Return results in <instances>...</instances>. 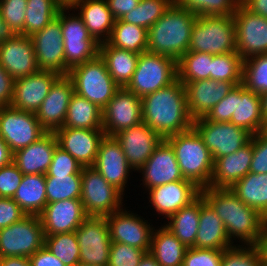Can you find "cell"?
I'll return each mask as SVG.
<instances>
[{"label":"cell","mask_w":267,"mask_h":266,"mask_svg":"<svg viewBox=\"0 0 267 266\" xmlns=\"http://www.w3.org/2000/svg\"><path fill=\"white\" fill-rule=\"evenodd\" d=\"M129 165L139 170L149 159L163 138L143 121L114 135Z\"/></svg>","instance_id":"cell-19"},{"label":"cell","mask_w":267,"mask_h":266,"mask_svg":"<svg viewBox=\"0 0 267 266\" xmlns=\"http://www.w3.org/2000/svg\"><path fill=\"white\" fill-rule=\"evenodd\" d=\"M82 166L67 151L58 145L55 147L52 162L45 177H56V175L82 174Z\"/></svg>","instance_id":"cell-51"},{"label":"cell","mask_w":267,"mask_h":266,"mask_svg":"<svg viewBox=\"0 0 267 266\" xmlns=\"http://www.w3.org/2000/svg\"><path fill=\"white\" fill-rule=\"evenodd\" d=\"M58 146L67 151L82 167L93 166L103 129L58 128L54 131Z\"/></svg>","instance_id":"cell-20"},{"label":"cell","mask_w":267,"mask_h":266,"mask_svg":"<svg viewBox=\"0 0 267 266\" xmlns=\"http://www.w3.org/2000/svg\"><path fill=\"white\" fill-rule=\"evenodd\" d=\"M138 266H161L150 252H147L141 259Z\"/></svg>","instance_id":"cell-63"},{"label":"cell","mask_w":267,"mask_h":266,"mask_svg":"<svg viewBox=\"0 0 267 266\" xmlns=\"http://www.w3.org/2000/svg\"><path fill=\"white\" fill-rule=\"evenodd\" d=\"M12 199L26 215L39 216L47 204L45 175H23L21 184Z\"/></svg>","instance_id":"cell-34"},{"label":"cell","mask_w":267,"mask_h":266,"mask_svg":"<svg viewBox=\"0 0 267 266\" xmlns=\"http://www.w3.org/2000/svg\"><path fill=\"white\" fill-rule=\"evenodd\" d=\"M45 235L37 215H26L0 229V257H30L44 246Z\"/></svg>","instance_id":"cell-9"},{"label":"cell","mask_w":267,"mask_h":266,"mask_svg":"<svg viewBox=\"0 0 267 266\" xmlns=\"http://www.w3.org/2000/svg\"><path fill=\"white\" fill-rule=\"evenodd\" d=\"M80 9L78 13L89 34L99 43L107 42L111 36L115 19L106 0H79L71 9ZM103 36V37H102Z\"/></svg>","instance_id":"cell-32"},{"label":"cell","mask_w":267,"mask_h":266,"mask_svg":"<svg viewBox=\"0 0 267 266\" xmlns=\"http://www.w3.org/2000/svg\"><path fill=\"white\" fill-rule=\"evenodd\" d=\"M140 0H106L113 18L121 19L129 11H132Z\"/></svg>","instance_id":"cell-59"},{"label":"cell","mask_w":267,"mask_h":266,"mask_svg":"<svg viewBox=\"0 0 267 266\" xmlns=\"http://www.w3.org/2000/svg\"><path fill=\"white\" fill-rule=\"evenodd\" d=\"M69 9L71 7H62L57 18L61 22L65 65L71 69L96 58L99 55L100 44L89 34L80 15L65 14Z\"/></svg>","instance_id":"cell-8"},{"label":"cell","mask_w":267,"mask_h":266,"mask_svg":"<svg viewBox=\"0 0 267 266\" xmlns=\"http://www.w3.org/2000/svg\"><path fill=\"white\" fill-rule=\"evenodd\" d=\"M99 55L104 60L107 71L120 87H126L136 70L140 54L111 46L108 42L101 43Z\"/></svg>","instance_id":"cell-33"},{"label":"cell","mask_w":267,"mask_h":266,"mask_svg":"<svg viewBox=\"0 0 267 266\" xmlns=\"http://www.w3.org/2000/svg\"><path fill=\"white\" fill-rule=\"evenodd\" d=\"M260 246L262 248L263 254L267 257V229H265Z\"/></svg>","instance_id":"cell-66"},{"label":"cell","mask_w":267,"mask_h":266,"mask_svg":"<svg viewBox=\"0 0 267 266\" xmlns=\"http://www.w3.org/2000/svg\"><path fill=\"white\" fill-rule=\"evenodd\" d=\"M74 85L68 76H60L51 86L47 97L37 110L36 117L47 132L63 127Z\"/></svg>","instance_id":"cell-24"},{"label":"cell","mask_w":267,"mask_h":266,"mask_svg":"<svg viewBox=\"0 0 267 266\" xmlns=\"http://www.w3.org/2000/svg\"><path fill=\"white\" fill-rule=\"evenodd\" d=\"M260 266H267V257L263 254V251H262V259L260 262Z\"/></svg>","instance_id":"cell-68"},{"label":"cell","mask_w":267,"mask_h":266,"mask_svg":"<svg viewBox=\"0 0 267 266\" xmlns=\"http://www.w3.org/2000/svg\"><path fill=\"white\" fill-rule=\"evenodd\" d=\"M230 189L245 205L267 219V174L249 172Z\"/></svg>","instance_id":"cell-36"},{"label":"cell","mask_w":267,"mask_h":266,"mask_svg":"<svg viewBox=\"0 0 267 266\" xmlns=\"http://www.w3.org/2000/svg\"><path fill=\"white\" fill-rule=\"evenodd\" d=\"M61 128L102 129V110L74 92Z\"/></svg>","instance_id":"cell-38"},{"label":"cell","mask_w":267,"mask_h":266,"mask_svg":"<svg viewBox=\"0 0 267 266\" xmlns=\"http://www.w3.org/2000/svg\"><path fill=\"white\" fill-rule=\"evenodd\" d=\"M14 79L0 65V107L11 106Z\"/></svg>","instance_id":"cell-57"},{"label":"cell","mask_w":267,"mask_h":266,"mask_svg":"<svg viewBox=\"0 0 267 266\" xmlns=\"http://www.w3.org/2000/svg\"><path fill=\"white\" fill-rule=\"evenodd\" d=\"M252 138L236 152L221 156L214 161L213 175L209 187L231 188L250 172L252 161Z\"/></svg>","instance_id":"cell-29"},{"label":"cell","mask_w":267,"mask_h":266,"mask_svg":"<svg viewBox=\"0 0 267 266\" xmlns=\"http://www.w3.org/2000/svg\"><path fill=\"white\" fill-rule=\"evenodd\" d=\"M11 35L10 31L7 29L4 23L1 13H0V43L7 37Z\"/></svg>","instance_id":"cell-64"},{"label":"cell","mask_w":267,"mask_h":266,"mask_svg":"<svg viewBox=\"0 0 267 266\" xmlns=\"http://www.w3.org/2000/svg\"><path fill=\"white\" fill-rule=\"evenodd\" d=\"M146 253L134 246L111 242L108 266H138Z\"/></svg>","instance_id":"cell-50"},{"label":"cell","mask_w":267,"mask_h":266,"mask_svg":"<svg viewBox=\"0 0 267 266\" xmlns=\"http://www.w3.org/2000/svg\"><path fill=\"white\" fill-rule=\"evenodd\" d=\"M60 77L51 71L39 70L14 81L11 106L26 112L36 113L47 97L51 86Z\"/></svg>","instance_id":"cell-22"},{"label":"cell","mask_w":267,"mask_h":266,"mask_svg":"<svg viewBox=\"0 0 267 266\" xmlns=\"http://www.w3.org/2000/svg\"><path fill=\"white\" fill-rule=\"evenodd\" d=\"M212 54L186 52L177 61L178 79L183 83L211 79Z\"/></svg>","instance_id":"cell-41"},{"label":"cell","mask_w":267,"mask_h":266,"mask_svg":"<svg viewBox=\"0 0 267 266\" xmlns=\"http://www.w3.org/2000/svg\"><path fill=\"white\" fill-rule=\"evenodd\" d=\"M174 0H140L138 5L124 15L121 20L149 29L157 22Z\"/></svg>","instance_id":"cell-42"},{"label":"cell","mask_w":267,"mask_h":266,"mask_svg":"<svg viewBox=\"0 0 267 266\" xmlns=\"http://www.w3.org/2000/svg\"><path fill=\"white\" fill-rule=\"evenodd\" d=\"M139 171L143 172L144 179L142 180L148 190L159 185L184 180L174 150L165 139L155 148Z\"/></svg>","instance_id":"cell-25"},{"label":"cell","mask_w":267,"mask_h":266,"mask_svg":"<svg viewBox=\"0 0 267 266\" xmlns=\"http://www.w3.org/2000/svg\"><path fill=\"white\" fill-rule=\"evenodd\" d=\"M94 167L102 177L122 194L128 180V174L133 169L114 136H104L101 140Z\"/></svg>","instance_id":"cell-21"},{"label":"cell","mask_w":267,"mask_h":266,"mask_svg":"<svg viewBox=\"0 0 267 266\" xmlns=\"http://www.w3.org/2000/svg\"><path fill=\"white\" fill-rule=\"evenodd\" d=\"M26 216V213L12 198L0 197V229L16 223Z\"/></svg>","instance_id":"cell-55"},{"label":"cell","mask_w":267,"mask_h":266,"mask_svg":"<svg viewBox=\"0 0 267 266\" xmlns=\"http://www.w3.org/2000/svg\"><path fill=\"white\" fill-rule=\"evenodd\" d=\"M44 245L55 257L59 258L65 266H74L80 263V248L75 231L45 236Z\"/></svg>","instance_id":"cell-44"},{"label":"cell","mask_w":267,"mask_h":266,"mask_svg":"<svg viewBox=\"0 0 267 266\" xmlns=\"http://www.w3.org/2000/svg\"><path fill=\"white\" fill-rule=\"evenodd\" d=\"M0 266H32L28 257H0Z\"/></svg>","instance_id":"cell-61"},{"label":"cell","mask_w":267,"mask_h":266,"mask_svg":"<svg viewBox=\"0 0 267 266\" xmlns=\"http://www.w3.org/2000/svg\"><path fill=\"white\" fill-rule=\"evenodd\" d=\"M241 4L251 13L267 18V0H243Z\"/></svg>","instance_id":"cell-60"},{"label":"cell","mask_w":267,"mask_h":266,"mask_svg":"<svg viewBox=\"0 0 267 266\" xmlns=\"http://www.w3.org/2000/svg\"><path fill=\"white\" fill-rule=\"evenodd\" d=\"M200 210L201 194L187 206H184L169 217V224L164 225L187 248L194 247L195 238L199 228Z\"/></svg>","instance_id":"cell-35"},{"label":"cell","mask_w":267,"mask_h":266,"mask_svg":"<svg viewBox=\"0 0 267 266\" xmlns=\"http://www.w3.org/2000/svg\"><path fill=\"white\" fill-rule=\"evenodd\" d=\"M242 72L243 59L236 51L212 55V80L232 82L236 86L242 83Z\"/></svg>","instance_id":"cell-45"},{"label":"cell","mask_w":267,"mask_h":266,"mask_svg":"<svg viewBox=\"0 0 267 266\" xmlns=\"http://www.w3.org/2000/svg\"><path fill=\"white\" fill-rule=\"evenodd\" d=\"M46 132L35 113L12 106L0 107V137L12 153L34 143Z\"/></svg>","instance_id":"cell-12"},{"label":"cell","mask_w":267,"mask_h":266,"mask_svg":"<svg viewBox=\"0 0 267 266\" xmlns=\"http://www.w3.org/2000/svg\"><path fill=\"white\" fill-rule=\"evenodd\" d=\"M75 234L80 248V263L108 266L111 239L105 217L88 216Z\"/></svg>","instance_id":"cell-13"},{"label":"cell","mask_w":267,"mask_h":266,"mask_svg":"<svg viewBox=\"0 0 267 266\" xmlns=\"http://www.w3.org/2000/svg\"><path fill=\"white\" fill-rule=\"evenodd\" d=\"M45 236L74 232L88 217L81 199L47 203L39 215Z\"/></svg>","instance_id":"cell-23"},{"label":"cell","mask_w":267,"mask_h":266,"mask_svg":"<svg viewBox=\"0 0 267 266\" xmlns=\"http://www.w3.org/2000/svg\"><path fill=\"white\" fill-rule=\"evenodd\" d=\"M233 112L230 122L252 135L266 130L260 95L247 90L242 83L233 87Z\"/></svg>","instance_id":"cell-28"},{"label":"cell","mask_w":267,"mask_h":266,"mask_svg":"<svg viewBox=\"0 0 267 266\" xmlns=\"http://www.w3.org/2000/svg\"><path fill=\"white\" fill-rule=\"evenodd\" d=\"M242 84L259 95L267 92V53L243 60Z\"/></svg>","instance_id":"cell-46"},{"label":"cell","mask_w":267,"mask_h":266,"mask_svg":"<svg viewBox=\"0 0 267 266\" xmlns=\"http://www.w3.org/2000/svg\"><path fill=\"white\" fill-rule=\"evenodd\" d=\"M197 16L175 1L148 29L147 51L178 61L189 49L190 37Z\"/></svg>","instance_id":"cell-3"},{"label":"cell","mask_w":267,"mask_h":266,"mask_svg":"<svg viewBox=\"0 0 267 266\" xmlns=\"http://www.w3.org/2000/svg\"><path fill=\"white\" fill-rule=\"evenodd\" d=\"M253 156L250 172L267 174V132L262 131L252 135Z\"/></svg>","instance_id":"cell-53"},{"label":"cell","mask_w":267,"mask_h":266,"mask_svg":"<svg viewBox=\"0 0 267 266\" xmlns=\"http://www.w3.org/2000/svg\"><path fill=\"white\" fill-rule=\"evenodd\" d=\"M209 149L213 161L242 148L252 138V134L231 122H213L205 117L193 120L192 126Z\"/></svg>","instance_id":"cell-11"},{"label":"cell","mask_w":267,"mask_h":266,"mask_svg":"<svg viewBox=\"0 0 267 266\" xmlns=\"http://www.w3.org/2000/svg\"><path fill=\"white\" fill-rule=\"evenodd\" d=\"M13 161V153L9 146L0 137V168L10 164Z\"/></svg>","instance_id":"cell-62"},{"label":"cell","mask_w":267,"mask_h":266,"mask_svg":"<svg viewBox=\"0 0 267 266\" xmlns=\"http://www.w3.org/2000/svg\"><path fill=\"white\" fill-rule=\"evenodd\" d=\"M107 220L111 242H119L150 251L153 228L139 216L128 213L121 208L110 215Z\"/></svg>","instance_id":"cell-18"},{"label":"cell","mask_w":267,"mask_h":266,"mask_svg":"<svg viewBox=\"0 0 267 266\" xmlns=\"http://www.w3.org/2000/svg\"><path fill=\"white\" fill-rule=\"evenodd\" d=\"M233 89L205 116L213 122H230L233 115Z\"/></svg>","instance_id":"cell-56"},{"label":"cell","mask_w":267,"mask_h":266,"mask_svg":"<svg viewBox=\"0 0 267 266\" xmlns=\"http://www.w3.org/2000/svg\"><path fill=\"white\" fill-rule=\"evenodd\" d=\"M178 79L177 61L171 57L142 52L126 88L140 98L171 85Z\"/></svg>","instance_id":"cell-7"},{"label":"cell","mask_w":267,"mask_h":266,"mask_svg":"<svg viewBox=\"0 0 267 266\" xmlns=\"http://www.w3.org/2000/svg\"><path fill=\"white\" fill-rule=\"evenodd\" d=\"M47 203L67 199H80L82 174L45 177Z\"/></svg>","instance_id":"cell-43"},{"label":"cell","mask_w":267,"mask_h":266,"mask_svg":"<svg viewBox=\"0 0 267 266\" xmlns=\"http://www.w3.org/2000/svg\"><path fill=\"white\" fill-rule=\"evenodd\" d=\"M260 97H261L263 119L267 124V92L261 94Z\"/></svg>","instance_id":"cell-65"},{"label":"cell","mask_w":267,"mask_h":266,"mask_svg":"<svg viewBox=\"0 0 267 266\" xmlns=\"http://www.w3.org/2000/svg\"><path fill=\"white\" fill-rule=\"evenodd\" d=\"M29 259L32 266H65L45 245L30 256Z\"/></svg>","instance_id":"cell-58"},{"label":"cell","mask_w":267,"mask_h":266,"mask_svg":"<svg viewBox=\"0 0 267 266\" xmlns=\"http://www.w3.org/2000/svg\"><path fill=\"white\" fill-rule=\"evenodd\" d=\"M22 178L23 173L13 161L0 168V197L13 198Z\"/></svg>","instance_id":"cell-54"},{"label":"cell","mask_w":267,"mask_h":266,"mask_svg":"<svg viewBox=\"0 0 267 266\" xmlns=\"http://www.w3.org/2000/svg\"><path fill=\"white\" fill-rule=\"evenodd\" d=\"M223 250L188 248L182 266H221Z\"/></svg>","instance_id":"cell-52"},{"label":"cell","mask_w":267,"mask_h":266,"mask_svg":"<svg viewBox=\"0 0 267 266\" xmlns=\"http://www.w3.org/2000/svg\"><path fill=\"white\" fill-rule=\"evenodd\" d=\"M196 16H231L241 4L239 0H174Z\"/></svg>","instance_id":"cell-47"},{"label":"cell","mask_w":267,"mask_h":266,"mask_svg":"<svg viewBox=\"0 0 267 266\" xmlns=\"http://www.w3.org/2000/svg\"><path fill=\"white\" fill-rule=\"evenodd\" d=\"M200 194L222 220L230 241L237 237L246 245L261 244L266 218L245 205L230 188L205 187Z\"/></svg>","instance_id":"cell-1"},{"label":"cell","mask_w":267,"mask_h":266,"mask_svg":"<svg viewBox=\"0 0 267 266\" xmlns=\"http://www.w3.org/2000/svg\"><path fill=\"white\" fill-rule=\"evenodd\" d=\"M0 65L14 80L39 71L31 37L11 34L5 38L0 43Z\"/></svg>","instance_id":"cell-17"},{"label":"cell","mask_w":267,"mask_h":266,"mask_svg":"<svg viewBox=\"0 0 267 266\" xmlns=\"http://www.w3.org/2000/svg\"><path fill=\"white\" fill-rule=\"evenodd\" d=\"M236 52L243 60L267 53V18L255 15L240 4L233 14Z\"/></svg>","instance_id":"cell-14"},{"label":"cell","mask_w":267,"mask_h":266,"mask_svg":"<svg viewBox=\"0 0 267 266\" xmlns=\"http://www.w3.org/2000/svg\"><path fill=\"white\" fill-rule=\"evenodd\" d=\"M184 86L188 113L194 120L205 117L235 85L232 82L206 79L188 82Z\"/></svg>","instance_id":"cell-26"},{"label":"cell","mask_w":267,"mask_h":266,"mask_svg":"<svg viewBox=\"0 0 267 266\" xmlns=\"http://www.w3.org/2000/svg\"><path fill=\"white\" fill-rule=\"evenodd\" d=\"M147 40V29L116 19L107 42L116 48L140 54L147 51Z\"/></svg>","instance_id":"cell-39"},{"label":"cell","mask_w":267,"mask_h":266,"mask_svg":"<svg viewBox=\"0 0 267 266\" xmlns=\"http://www.w3.org/2000/svg\"><path fill=\"white\" fill-rule=\"evenodd\" d=\"M262 248L260 245L247 247L231 246L222 253L221 266H260Z\"/></svg>","instance_id":"cell-48"},{"label":"cell","mask_w":267,"mask_h":266,"mask_svg":"<svg viewBox=\"0 0 267 266\" xmlns=\"http://www.w3.org/2000/svg\"><path fill=\"white\" fill-rule=\"evenodd\" d=\"M58 145L54 132H46L37 141L13 153V162L26 174H46Z\"/></svg>","instance_id":"cell-30"},{"label":"cell","mask_w":267,"mask_h":266,"mask_svg":"<svg viewBox=\"0 0 267 266\" xmlns=\"http://www.w3.org/2000/svg\"><path fill=\"white\" fill-rule=\"evenodd\" d=\"M74 266H95V265H89V264H84V263H78Z\"/></svg>","instance_id":"cell-69"},{"label":"cell","mask_w":267,"mask_h":266,"mask_svg":"<svg viewBox=\"0 0 267 266\" xmlns=\"http://www.w3.org/2000/svg\"><path fill=\"white\" fill-rule=\"evenodd\" d=\"M188 51L222 55L236 51L233 15L197 16Z\"/></svg>","instance_id":"cell-5"},{"label":"cell","mask_w":267,"mask_h":266,"mask_svg":"<svg viewBox=\"0 0 267 266\" xmlns=\"http://www.w3.org/2000/svg\"><path fill=\"white\" fill-rule=\"evenodd\" d=\"M165 140L174 150L184 179L192 181L200 189L209 187L214 161L197 131L192 127L185 132L171 135Z\"/></svg>","instance_id":"cell-4"},{"label":"cell","mask_w":267,"mask_h":266,"mask_svg":"<svg viewBox=\"0 0 267 266\" xmlns=\"http://www.w3.org/2000/svg\"><path fill=\"white\" fill-rule=\"evenodd\" d=\"M122 195L94 167L82 168L80 199L88 216L105 217L120 210Z\"/></svg>","instance_id":"cell-10"},{"label":"cell","mask_w":267,"mask_h":266,"mask_svg":"<svg viewBox=\"0 0 267 266\" xmlns=\"http://www.w3.org/2000/svg\"><path fill=\"white\" fill-rule=\"evenodd\" d=\"M27 0H0V13L11 34L24 35Z\"/></svg>","instance_id":"cell-49"},{"label":"cell","mask_w":267,"mask_h":266,"mask_svg":"<svg viewBox=\"0 0 267 266\" xmlns=\"http://www.w3.org/2000/svg\"><path fill=\"white\" fill-rule=\"evenodd\" d=\"M149 191V202L158 214L167 218L187 206L200 194V188L188 179L159 185Z\"/></svg>","instance_id":"cell-27"},{"label":"cell","mask_w":267,"mask_h":266,"mask_svg":"<svg viewBox=\"0 0 267 266\" xmlns=\"http://www.w3.org/2000/svg\"><path fill=\"white\" fill-rule=\"evenodd\" d=\"M67 76L73 82L74 92L96 104L101 110L120 88L107 71L100 55L74 66Z\"/></svg>","instance_id":"cell-6"},{"label":"cell","mask_w":267,"mask_h":266,"mask_svg":"<svg viewBox=\"0 0 267 266\" xmlns=\"http://www.w3.org/2000/svg\"><path fill=\"white\" fill-rule=\"evenodd\" d=\"M228 238L222 220L201 195L199 228L195 238V248L225 250L233 245Z\"/></svg>","instance_id":"cell-31"},{"label":"cell","mask_w":267,"mask_h":266,"mask_svg":"<svg viewBox=\"0 0 267 266\" xmlns=\"http://www.w3.org/2000/svg\"><path fill=\"white\" fill-rule=\"evenodd\" d=\"M141 100L142 121L163 139L192 128L193 119L187 109L185 86L179 79L145 95Z\"/></svg>","instance_id":"cell-2"},{"label":"cell","mask_w":267,"mask_h":266,"mask_svg":"<svg viewBox=\"0 0 267 266\" xmlns=\"http://www.w3.org/2000/svg\"><path fill=\"white\" fill-rule=\"evenodd\" d=\"M30 37L38 68L67 76L70 69L65 65L60 20L55 17L44 29L33 33Z\"/></svg>","instance_id":"cell-16"},{"label":"cell","mask_w":267,"mask_h":266,"mask_svg":"<svg viewBox=\"0 0 267 266\" xmlns=\"http://www.w3.org/2000/svg\"><path fill=\"white\" fill-rule=\"evenodd\" d=\"M63 7H72L79 0H57Z\"/></svg>","instance_id":"cell-67"},{"label":"cell","mask_w":267,"mask_h":266,"mask_svg":"<svg viewBox=\"0 0 267 266\" xmlns=\"http://www.w3.org/2000/svg\"><path fill=\"white\" fill-rule=\"evenodd\" d=\"M24 35L44 29L63 7L57 0H27Z\"/></svg>","instance_id":"cell-40"},{"label":"cell","mask_w":267,"mask_h":266,"mask_svg":"<svg viewBox=\"0 0 267 266\" xmlns=\"http://www.w3.org/2000/svg\"><path fill=\"white\" fill-rule=\"evenodd\" d=\"M160 228L153 230L149 252L161 266H182L188 248L168 228Z\"/></svg>","instance_id":"cell-37"},{"label":"cell","mask_w":267,"mask_h":266,"mask_svg":"<svg viewBox=\"0 0 267 266\" xmlns=\"http://www.w3.org/2000/svg\"><path fill=\"white\" fill-rule=\"evenodd\" d=\"M140 122H142V100L126 87L119 88L102 109V129L106 136H114Z\"/></svg>","instance_id":"cell-15"}]
</instances>
